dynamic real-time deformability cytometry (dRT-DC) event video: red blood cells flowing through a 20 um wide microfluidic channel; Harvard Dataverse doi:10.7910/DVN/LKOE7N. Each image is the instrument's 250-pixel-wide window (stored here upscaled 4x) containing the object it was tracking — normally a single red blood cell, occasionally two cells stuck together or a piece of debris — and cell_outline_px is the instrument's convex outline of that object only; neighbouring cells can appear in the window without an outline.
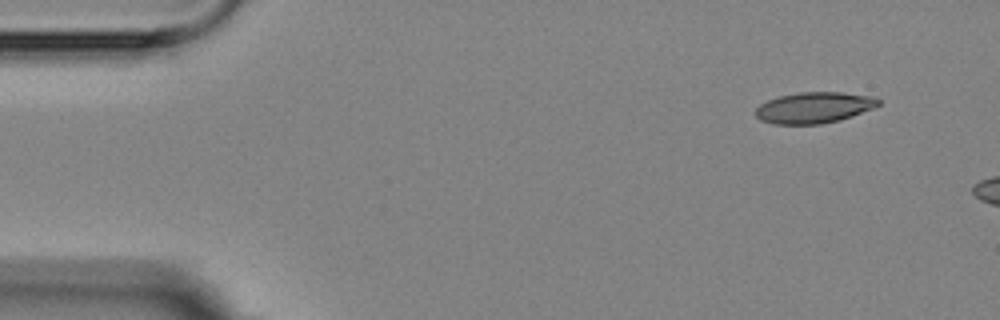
{"species": "Egyptian fruit bat (a non-hibernating species)", "species_latin": "Rousettus aegyptiacus", "temperature_condition": "room temperature", "stored_images_in_passage": 3, "camera_frame_rate_fps": 3000, "um_per_image_px": 0.085, "animal": {"sex": "female"}, "frame": {"image": 1, "passage_image": 1, "time_ms": 0.0, "image_size_px": [1000, 320], "cell_outline_px": [[880, 104], [872, 108], [852, 116], [840, 120], [820, 124], [772, 124], [760, 120], [756, 116], [756, 108], [760, 104], [768, 100], [780, 96], [800, 92], [840, 92], [876, 96], [880, 100]], "centroid_in_image_um": [69.21, 9.14], "position_along_channel_um": 15.8, "area_um2": 22.25}}